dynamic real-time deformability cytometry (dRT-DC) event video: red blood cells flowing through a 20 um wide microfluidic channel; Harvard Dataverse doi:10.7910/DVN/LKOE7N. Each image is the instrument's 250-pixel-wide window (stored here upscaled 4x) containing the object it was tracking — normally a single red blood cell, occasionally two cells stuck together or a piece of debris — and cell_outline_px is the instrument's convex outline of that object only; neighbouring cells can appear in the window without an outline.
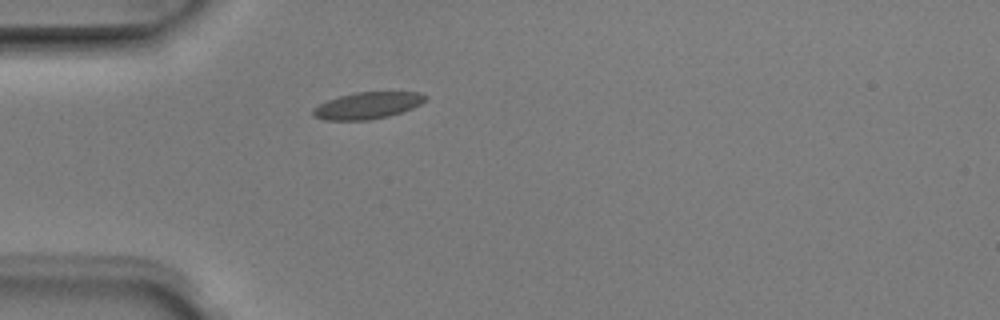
{"species": "Egyptian fruit bat (a non-hibernating species)", "species_latin": "Rousettus aegyptiacus", "temperature_condition": "room temperature", "stored_images_in_passage": 1, "camera_frame_rate_fps": 3000, "um_per_image_px": 0.085, "animal": {"sex": "male"}, "frame": {"image": 1, "passage_image": 1, "time_ms": 0.0, "image_size_px": [1000, 320], "cell_outline_px": [[428, 96], [420, 104], [412, 108], [388, 116], [368, 120], [324, 120], [312, 116], [312, 108], [328, 100], [340, 96], [356, 92], [420, 92]], "centroid_in_image_um": [31.21, 8.97], "position_along_channel_um": 53.8, "area_um2": 17.4}}